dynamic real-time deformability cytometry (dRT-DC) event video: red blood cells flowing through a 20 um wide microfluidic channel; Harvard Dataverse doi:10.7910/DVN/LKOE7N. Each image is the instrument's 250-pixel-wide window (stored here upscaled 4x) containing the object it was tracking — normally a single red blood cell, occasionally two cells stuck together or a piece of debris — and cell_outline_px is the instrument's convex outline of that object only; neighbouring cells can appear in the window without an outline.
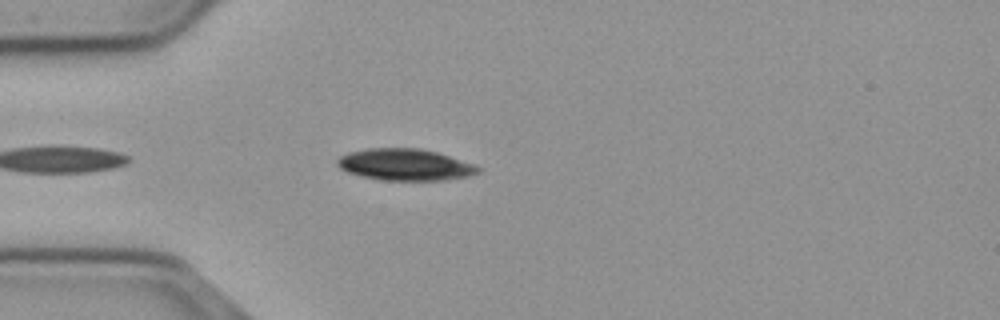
{"species": "common noctule bat (a hibernating species)", "species_latin": "Nyctalus noctula", "temperature_condition": "cold", "stored_images_in_passage": 28, "camera_frame_rate_fps": 3000, "um_per_image_px": 0.085, "animal": {"sex": "male", "body_mass_g": 23.1, "forearm_length_mm": 52.7}, "frame": {"image": 1, "passage_image": 4, "time_ms": 1.0, "image_size_px": [1000, 320], "cell_outline_px": [[480, 172], [468, 176], [444, 180], [384, 180], [364, 176], [348, 172], [340, 168], [336, 164], [336, 160], [340, 156], [348, 152], [368, 148], [420, 148], [436, 152], [472, 164], [480, 168]], "centroid_in_image_um": [34.39, 13.99], "position_along_channel_um": 50.6, "area_um2": 25.66}}
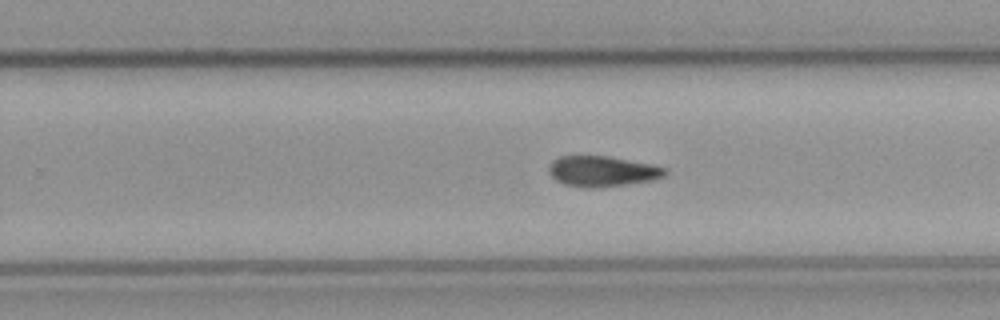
{"frame": {"image": 2, "passage_image": 20, "time_ms": 6.333, "image_size_px": [1000, 320], "cell_outline_px": [[668, 172], [664, 176], [652, 180], [628, 184], [600, 188], [588, 188], [564, 184], [556, 180], [548, 172], [548, 168], [552, 160], [560, 156], [608, 156], [652, 164], [664, 168]], "centroid_in_image_um": [51.18, 14.56], "position_along_channel_um": 278.6, "area_um2": 20.75}}
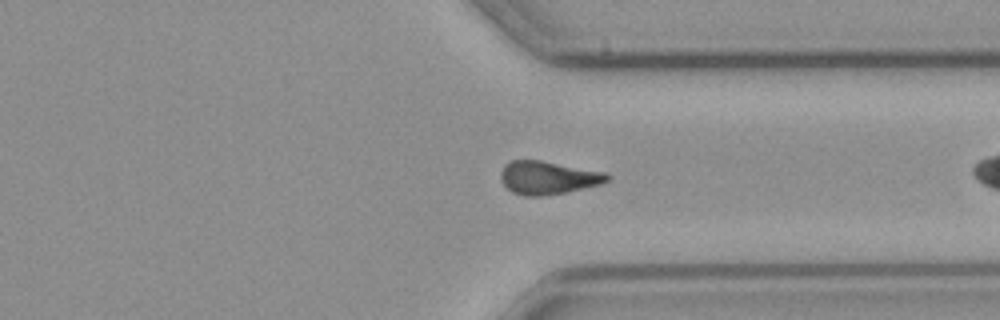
{"frame": {"image": 3, "passage_image": 27, "time_ms": 8.667, "image_size_px": [1000, 320], "cell_outline_px": [[612, 176], [608, 180], [600, 184], [564, 192], [540, 196], [524, 196], [512, 192], [500, 180], [500, 172], [504, 164], [512, 160], [540, 160], [604, 172]], "centroid_in_image_um": [46.53, 15.09], "position_along_channel_um": 364.9, "area_um2": 20.4}}